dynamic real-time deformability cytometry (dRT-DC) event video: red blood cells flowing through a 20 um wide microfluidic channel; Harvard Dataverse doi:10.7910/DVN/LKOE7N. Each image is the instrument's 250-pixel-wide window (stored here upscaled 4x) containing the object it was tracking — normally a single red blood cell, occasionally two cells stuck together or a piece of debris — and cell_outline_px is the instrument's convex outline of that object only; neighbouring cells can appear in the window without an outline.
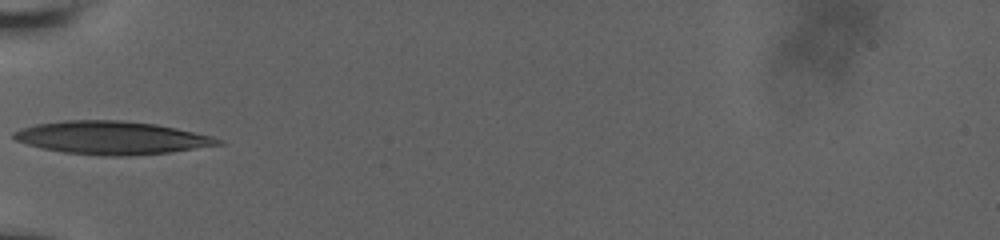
{"species": "human", "species_latin": "Homo sapiens", "temperature_condition": "room temperature", "stored_images_in_passage": 19, "camera_frame_rate_fps": 3000, "um_per_image_px": 0.085, "donor": {"sex": "male"}, "frame": {"image": 1, "passage_image": 1, "time_ms": 0.0, "image_size_px": [1000, 240], "cell_outline_px": [[224, 144], [172, 152], [128, 156], [100, 156], [64, 152], [44, 148], [28, 144], [16, 140], [12, 136], [12, 132], [36, 124], [64, 120], [120, 120], [156, 124], [176, 128], [212, 136], [224, 140]], "centroid_in_image_um": [9.54, 11.71], "position_along_channel_um": 75.5, "area_um2": 39.36}}
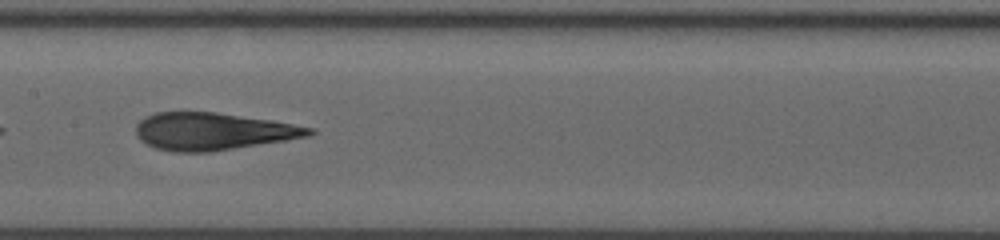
{"frame": {"image": 2, "passage_image": 10, "time_ms": 3.0, "image_size_px": [1000, 240], "cell_outline_px": [[316, 132], [308, 136], [212, 152], [172, 152], [156, 148], [140, 140], [136, 136], [136, 124], [144, 116], [156, 112], [216, 112], [272, 120], [316, 128]], "centroid_in_image_um": [18.08, 11.16], "position_along_channel_um": 189.3, "area_um2": 37.8}}
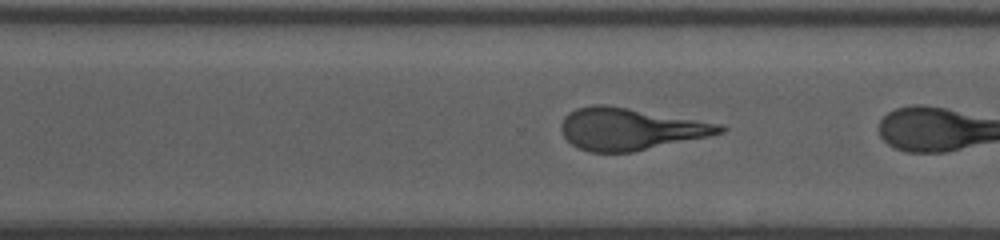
{"frame": {"image": 3, "passage_image": 18, "time_ms": 5.667, "image_size_px": [1000, 240], "cell_outline_px": [[728, 128], [724, 132], [708, 136], [632, 152], [588, 152], [572, 144], [564, 136], [560, 128], [560, 124], [564, 116], [568, 112], [576, 108], [592, 104], [604, 104], [720, 124]], "centroid_in_image_um": [53.51, 10.96], "position_along_channel_um": 317.1, "area_um2": 38.44}}